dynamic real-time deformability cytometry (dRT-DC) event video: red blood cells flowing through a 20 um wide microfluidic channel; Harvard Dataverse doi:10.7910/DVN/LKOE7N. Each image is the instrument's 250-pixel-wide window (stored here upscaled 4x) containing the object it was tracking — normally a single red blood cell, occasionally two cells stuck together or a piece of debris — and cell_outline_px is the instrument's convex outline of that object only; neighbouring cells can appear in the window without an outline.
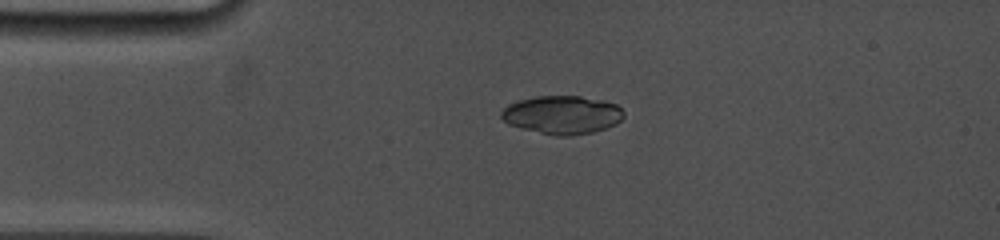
{"species": "common noctule bat (a hibernating species)", "species_latin": "Nyctalus noctula", "temperature_condition": "cold", "stored_images_in_passage": 20, "camera_frame_rate_fps": 5000, "um_per_image_px": 0.085, "animal": {"sex": "female", "body_mass_g": 19.0, "forearm_length_mm": 53.3}, "frame": {"image": 1, "passage_image": 1, "time_ms": 0.0, "image_size_px": [1000, 240], "cell_outline_px": [[624, 116], [616, 124], [592, 132], [568, 136], [556, 136], [508, 124], [500, 116], [500, 112], [508, 104], [520, 100], [536, 96], [580, 96], [604, 100], [616, 104], [624, 112]], "centroid_in_image_um": [47.79, 9.75], "position_along_channel_um": 37.2, "area_um2": 27.17}}
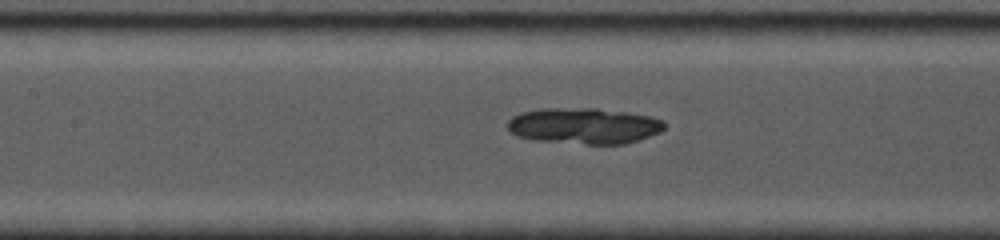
{"frame": {"image": 2, "passage_image": 15, "time_ms": 3.8, "image_size_px": [1000, 240], "cell_outline_px": [[664, 128], [660, 132], [624, 144], [584, 144], [532, 140], [516, 136], [508, 128], [508, 120], [512, 116], [520, 112], [540, 108], [596, 108], [652, 116], [664, 120]], "centroid_in_image_um": [49.6, 10.69], "position_along_channel_um": 157.8, "area_um2": 33.06}}
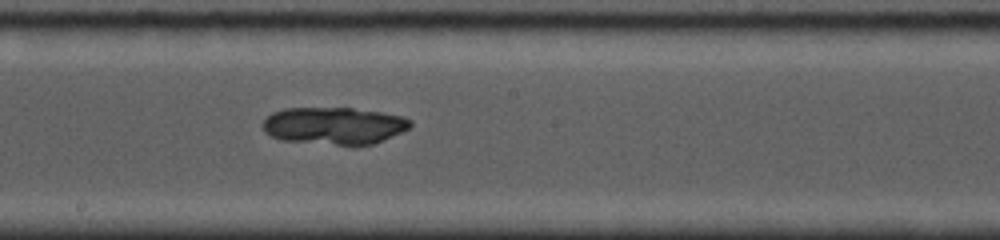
{"frame": {"image": 3, "passage_image": 20, "time_ms": 5.4, "image_size_px": [1000, 240], "cell_outline_px": [[412, 124], [408, 128], [384, 140], [372, 144], [336, 144], [280, 140], [264, 132], [260, 124], [272, 112], [284, 108], [352, 108], [380, 112], [404, 116], [412, 120]], "centroid_in_image_um": [28.37, 10.67], "position_along_channel_um": 219.8, "area_um2": 31.85}}